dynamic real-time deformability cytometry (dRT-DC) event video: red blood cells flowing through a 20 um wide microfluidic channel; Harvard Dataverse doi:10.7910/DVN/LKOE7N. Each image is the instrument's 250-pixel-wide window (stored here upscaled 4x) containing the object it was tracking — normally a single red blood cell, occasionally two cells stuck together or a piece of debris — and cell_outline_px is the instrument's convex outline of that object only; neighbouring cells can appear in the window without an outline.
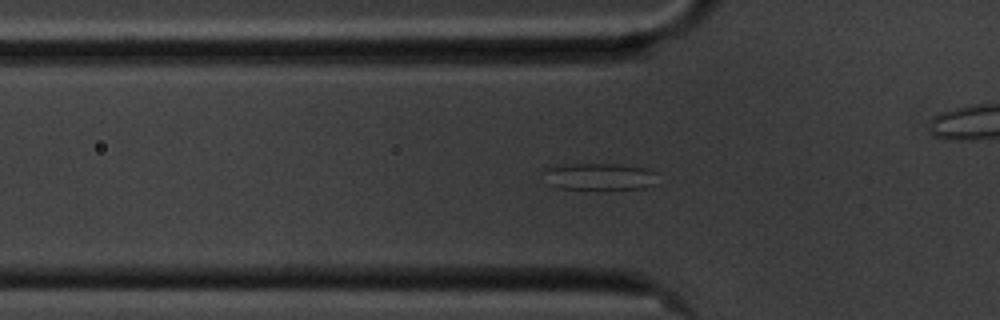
{"species": "common noctule bat (a hibernating species)", "species_latin": "Nyctalus noctula", "temperature_condition": "cold", "stored_images_in_passage": 56, "camera_frame_rate_fps": 3000, "um_per_image_px": 0.085, "animal": {"sex": "male", "body_mass_g": 20.1, "forearm_length_mm": 53.5}, "frame": {"image": 1, "passage_image": 17, "time_ms": 5.333, "image_size_px": [1000, 320], "cell_outline_px": [[656, 184], [644, 188], [560, 188], [548, 184], [544, 172], [544, 168], [564, 164], [620, 164], [644, 168], [656, 172]], "centroid_in_image_um": [50.95, 14.99], "position_along_channel_um": 74.8, "area_um2": 17.63}}
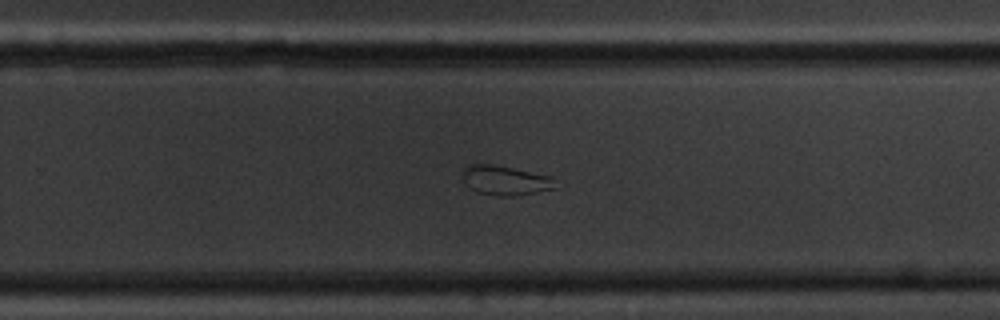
{"frame": {"image": 2, "passage_image": 35, "time_ms": 11.333, "image_size_px": [1000, 320], "cell_outline_px": [[556, 188], [536, 192], [512, 196], [500, 196], [480, 192], [472, 188], [464, 180], [460, 172], [468, 164], [492, 164], [552, 176]], "centroid_in_image_um": [42.94, 15.31], "position_along_channel_um": 286.9, "area_um2": 15.72}}
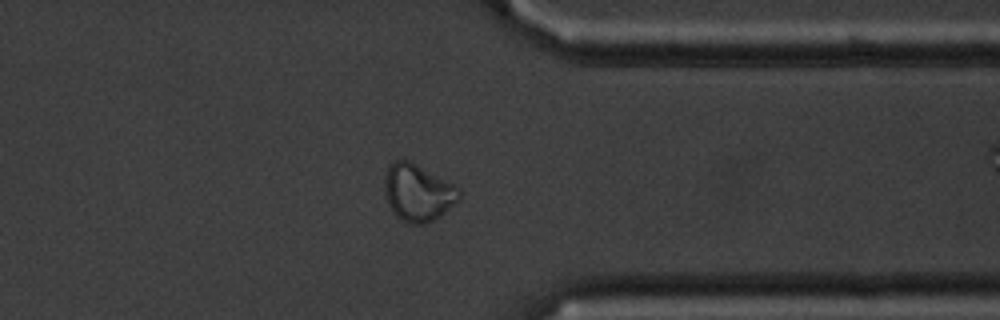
{"frame": {"image": 3, "passage_image": 43, "time_ms": 14.0, "image_size_px": [1000, 320], "cell_outline_px": [[460, 196], [444, 212], [432, 220], [424, 224], [408, 224], [400, 220], [396, 216], [388, 204], [384, 192], [384, 180], [388, 164], [396, 160], [408, 160], [416, 164], [460, 188]], "centroid_in_image_um": [35.46, 16.37], "position_along_channel_um": 375.9, "area_um2": 24.51}, "authors_computed_cell_mechanics": {"area_um2": 23.7847, "velocity_mm_per_s": 3.5346, "shape_relaxation_time_tau1_ms": null, "shape_relaxation_time_tau2_ms": 1.7018, "deformation_change_tau1": null, "deformation_change_tau2": 0.084}}